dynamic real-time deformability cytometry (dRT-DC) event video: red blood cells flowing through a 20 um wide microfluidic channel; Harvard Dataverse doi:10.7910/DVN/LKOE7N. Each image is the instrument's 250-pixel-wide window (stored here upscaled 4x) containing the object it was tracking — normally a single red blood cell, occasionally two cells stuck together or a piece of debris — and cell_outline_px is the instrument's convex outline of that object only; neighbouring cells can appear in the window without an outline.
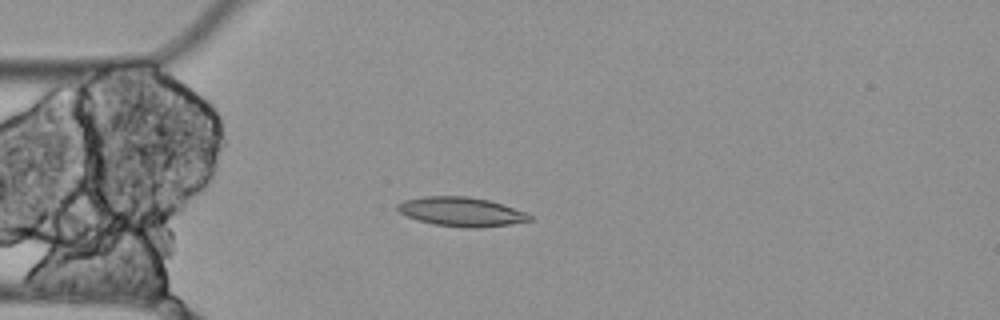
{"species": "Egyptian fruit bat (a non-hibernating species)", "species_latin": "Rousettus aegyptiacus", "temperature_condition": "cold", "stored_images_in_passage": 4, "camera_frame_rate_fps": 3000, "um_per_image_px": 0.085, "animal": {"sex": "female"}, "frame": {"image": 1, "passage_image": 4, "time_ms": 1.0, "image_size_px": [1000, 320], "cell_outline_px": [[532, 220], [508, 224], [476, 228], [468, 228], [432, 224], [408, 216], [400, 212], [396, 208], [396, 204], [404, 200], [424, 196], [468, 196], [488, 200], [528, 212], [532, 216]], "centroid_in_image_um": [39.22, 17.99], "position_along_channel_um": 45.8, "area_um2": 22.37}}